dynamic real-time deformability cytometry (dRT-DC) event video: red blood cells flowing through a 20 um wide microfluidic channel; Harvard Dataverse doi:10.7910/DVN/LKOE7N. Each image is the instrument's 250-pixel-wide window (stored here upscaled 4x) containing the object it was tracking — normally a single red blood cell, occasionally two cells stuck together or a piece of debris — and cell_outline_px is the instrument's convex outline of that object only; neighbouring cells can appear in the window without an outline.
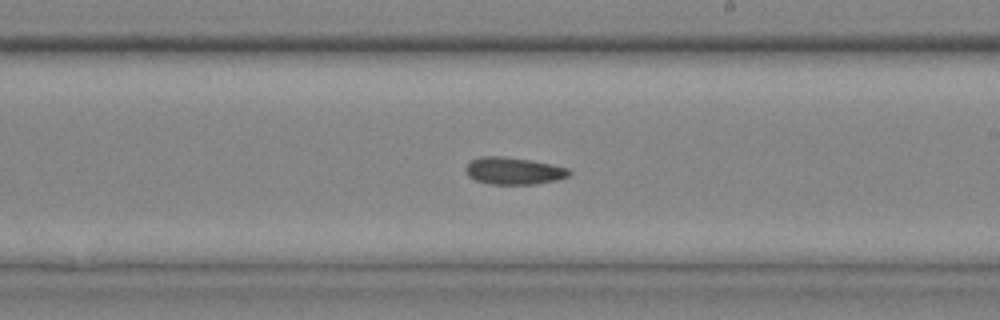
{"species": "common noctule bat (a hibernating species)", "species_latin": "Nyctalus noctula", "temperature_condition": "cold", "stored_images_in_passage": 25, "camera_frame_rate_fps": 3000, "um_per_image_px": 0.085, "animal": {"sex": "male", "body_mass_g": 20.4}, "frame": {"image": 1, "passage_image": 18, "time_ms": 5.667, "image_size_px": [1000, 320], "cell_outline_px": [[572, 172], [568, 176], [556, 180], [536, 184], [488, 184], [476, 180], [468, 176], [464, 168], [472, 160], [480, 156], [504, 156], [532, 160], [552, 164], [568, 168]], "centroid_in_image_um": [43.66, 14.52], "position_along_channel_um": 245.3, "area_um2": 16.47}}
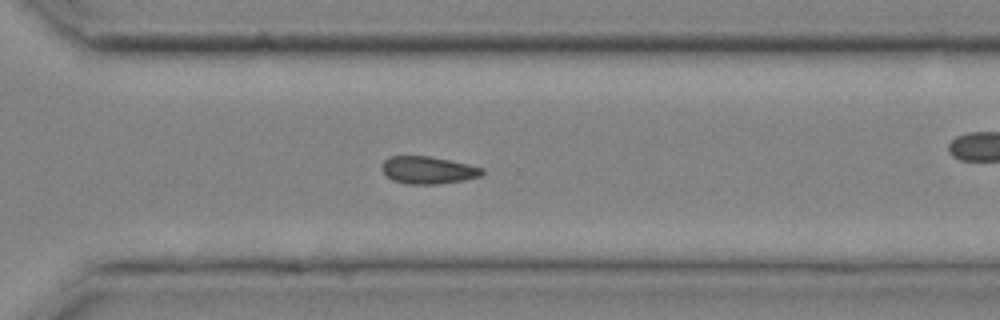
{"frame": {"image": 2, "passage_image": 22, "time_ms": 7.0, "image_size_px": [1000, 320], "cell_outline_px": [[484, 172], [480, 176], [464, 180], [436, 184], [408, 184], [392, 180], [380, 168], [380, 164], [388, 156], [428, 156], [468, 164], [484, 168]], "centroid_in_image_um": [36.35, 14.45], "position_along_channel_um": 334.2, "area_um2": 16.01}}